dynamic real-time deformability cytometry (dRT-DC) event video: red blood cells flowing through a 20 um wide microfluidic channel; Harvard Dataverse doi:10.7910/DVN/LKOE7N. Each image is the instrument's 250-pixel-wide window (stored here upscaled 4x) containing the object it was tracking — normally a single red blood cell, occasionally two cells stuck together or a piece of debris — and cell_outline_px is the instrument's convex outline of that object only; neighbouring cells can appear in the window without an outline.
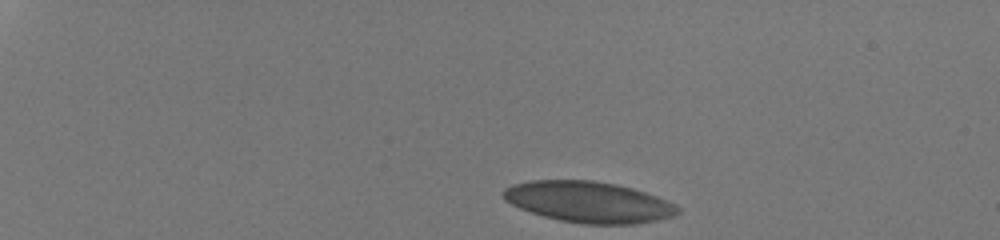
{"species": "human", "species_latin": "Homo sapiens", "temperature_condition": "room temperature", "stored_images_in_passage": 38, "camera_frame_rate_fps": 3000, "um_per_image_px": 0.085, "donor": {"sex": "male"}, "frame": {"image": 1, "passage_image": 1, "time_ms": 0.0, "image_size_px": [1000, 240], "cell_outline_px": [[680, 212], [672, 216], [656, 220], [636, 224], [584, 224], [560, 220], [544, 216], [520, 208], [504, 200], [504, 188], [512, 184], [532, 180], [592, 180], [616, 184], [632, 188], [656, 196], [676, 204], [680, 208]], "centroid_in_image_um": [50.04, 17.16], "position_along_channel_um": 35.0, "area_um2": 41.56}}
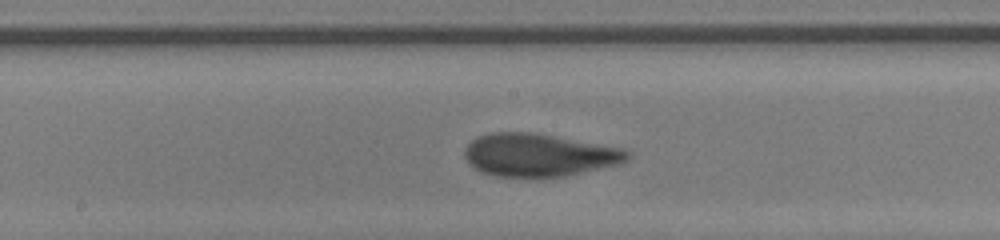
{"frame": {"image": 2, "passage_image": 22, "time_ms": 7.0, "image_size_px": [1000, 240], "cell_outline_px": [[632, 156], [628, 160], [620, 164], [564, 176], [496, 176], [484, 172], [476, 168], [464, 156], [464, 148], [476, 136], [492, 132], [536, 132], [624, 148], [632, 152]], "centroid_in_image_um": [45.87, 13.15], "position_along_channel_um": 202.3, "area_um2": 40.69}}
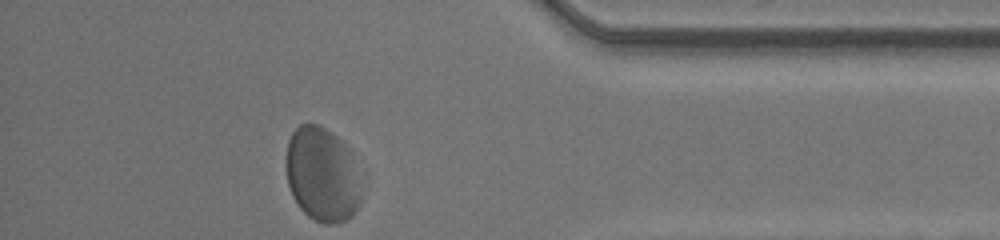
{"frame": {"image": 3, "passage_image": 38, "time_ms": 12.333, "image_size_px": [1000, 240], "cell_outline_px": [[360, 204], [356, 212], [352, 216], [344, 220], [332, 224], [324, 224], [308, 216], [300, 208], [292, 196], [288, 184], [284, 164], [288, 140], [292, 132], [300, 124], [320, 124], [336, 136], [352, 152], [360, 196]], "centroid_in_image_um": [27.34, 14.83], "position_along_channel_um": 407.9, "area_um2": 41.5}, "authors_computed_cell_mechanics": {"area_um2": 41.038, "velocity_mm_per_s": 4.1398, "shape_relaxation_time_tau1_ms": 2.6743, "shape_relaxation_time_tau2_ms": 1.061, "deformation_change_tau1": 0.1035, "deformation_change_tau2": 0.0754}}